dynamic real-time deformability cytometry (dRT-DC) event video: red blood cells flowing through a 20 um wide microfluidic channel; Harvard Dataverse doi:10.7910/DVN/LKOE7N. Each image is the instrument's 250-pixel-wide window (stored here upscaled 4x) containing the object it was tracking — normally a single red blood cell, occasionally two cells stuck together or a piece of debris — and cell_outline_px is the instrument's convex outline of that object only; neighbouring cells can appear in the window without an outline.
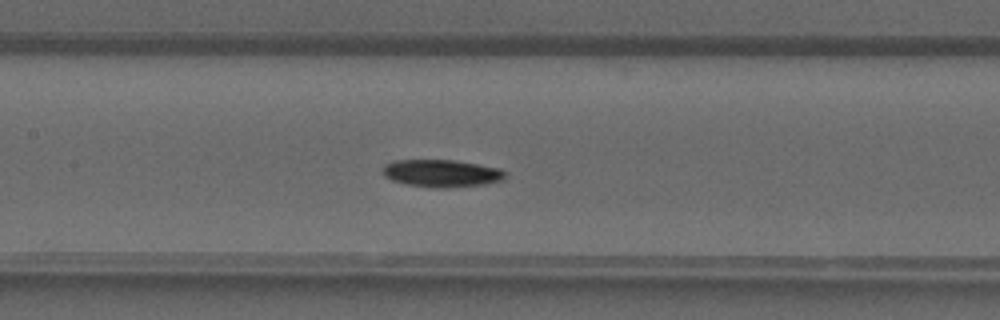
{"species": "common noctule bat (a hibernating species)", "species_latin": "Nyctalus noctula", "temperature_condition": "warm", "stored_images_in_passage": 40, "camera_frame_rate_fps": 3000, "um_per_image_px": 0.085, "animal": {"sex": "male", "forearm_length_mm": 52.5}, "frame": {"image": 1, "passage_image": 19, "time_ms": 6.0, "image_size_px": [1000, 320], "cell_outline_px": [[508, 172], [504, 180], [484, 184], [448, 188], [436, 188], [408, 184], [392, 180], [384, 176], [384, 164], [396, 160], [456, 160], [500, 168]], "centroid_in_image_um": [37.6, 14.73], "position_along_channel_um": 169.8, "area_um2": 19.65}}
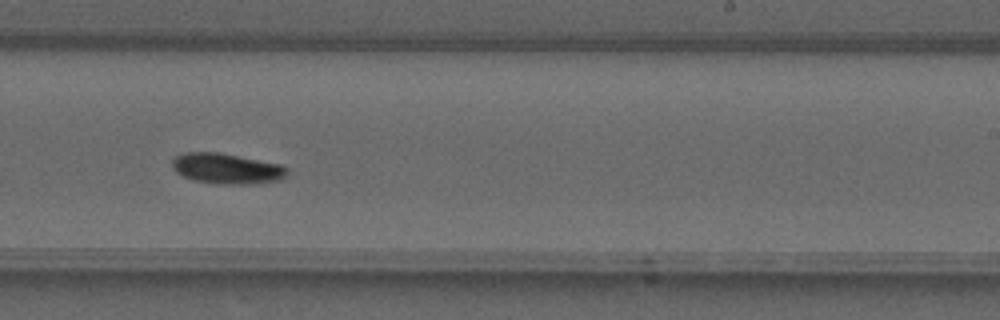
{"frame": {"image": 2, "passage_image": 25, "time_ms": 8.0, "image_size_px": [1000, 320], "cell_outline_px": [[288, 176], [284, 180], [256, 184], [216, 184], [192, 180], [176, 172], [172, 168], [172, 160], [176, 156], [184, 152], [220, 152], [284, 164], [288, 168]], "centroid_in_image_um": [19.35, 14.33], "position_along_channel_um": 269.6, "area_um2": 21.1}}
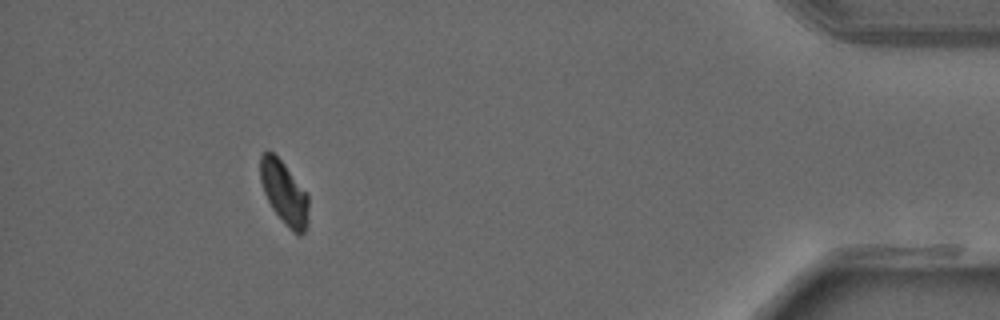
{"frame": {"image": 3, "passage_image": 37, "time_ms": 12.0, "image_size_px": [1000, 320], "cell_outline_px": [[308, 224], [304, 232], [300, 236], [292, 232], [288, 228], [272, 208], [264, 192], [260, 180], [260, 156], [264, 152], [272, 152], [284, 164], [308, 192]], "centroid_in_image_um": [24.18, 16.41], "position_along_channel_um": 411.0, "area_um2": 17.86}}